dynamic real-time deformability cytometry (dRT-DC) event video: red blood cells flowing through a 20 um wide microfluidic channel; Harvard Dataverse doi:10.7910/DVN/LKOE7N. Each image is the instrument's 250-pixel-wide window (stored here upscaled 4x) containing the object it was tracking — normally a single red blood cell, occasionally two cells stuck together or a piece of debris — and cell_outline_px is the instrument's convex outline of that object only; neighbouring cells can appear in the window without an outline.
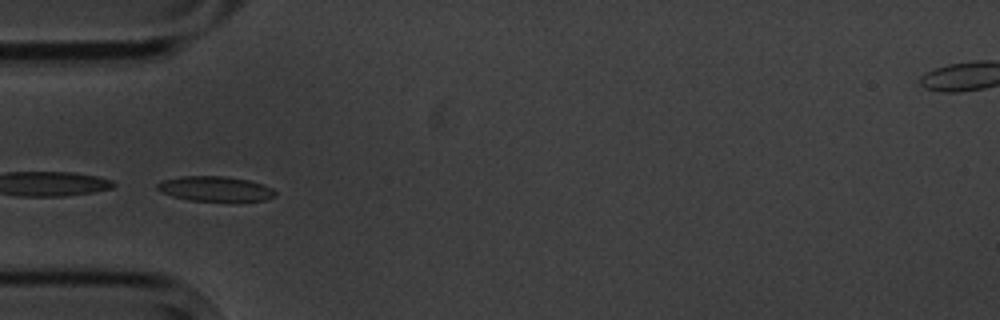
{"species": "common noctule bat (a hibernating species)", "species_latin": "Nyctalus noctula", "temperature_condition": "cold", "stored_images_in_passage": 10, "camera_frame_rate_fps": 3000, "um_per_image_px": 0.085, "animal": {"sex": "male", "body_mass_g": 20.1, "forearm_length_mm": 53.5}, "frame": {"image": 1, "passage_image": 5, "time_ms": 5.0, "image_size_px": [1000, 320], "cell_outline_px": [[276, 196], [264, 200], [188, 200], [172, 196], [160, 192], [156, 188], [156, 184], [160, 180], [180, 176], [224, 176], [248, 180], [272, 188], [276, 192]], "centroid_in_image_um": [18.22, 16.03], "position_along_channel_um": 66.8, "area_um2": 16.99}}
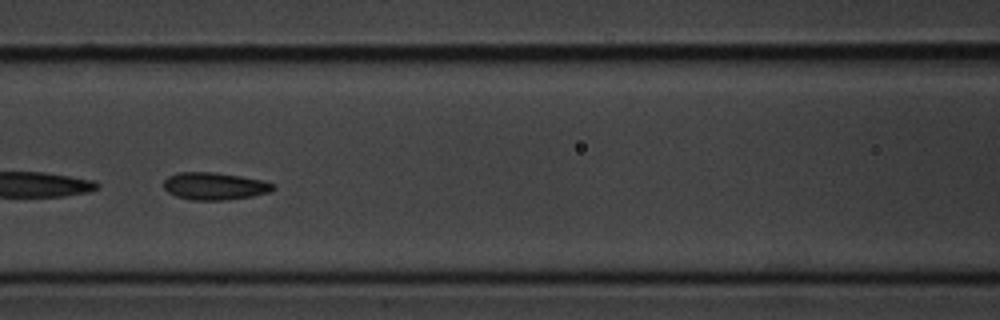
{"frame": {"image": 2, "passage_image": 7, "time_ms": 7.333, "image_size_px": [1000, 320], "cell_outline_px": [[276, 188], [272, 192], [252, 196], [228, 200], [192, 200], [176, 196], [168, 192], [164, 188], [164, 180], [168, 176], [176, 172], [212, 172], [240, 176], [264, 180], [272, 184]], "centroid_in_image_um": [18.25, 15.82], "position_along_channel_um": 148.4, "area_um2": 17.57}}
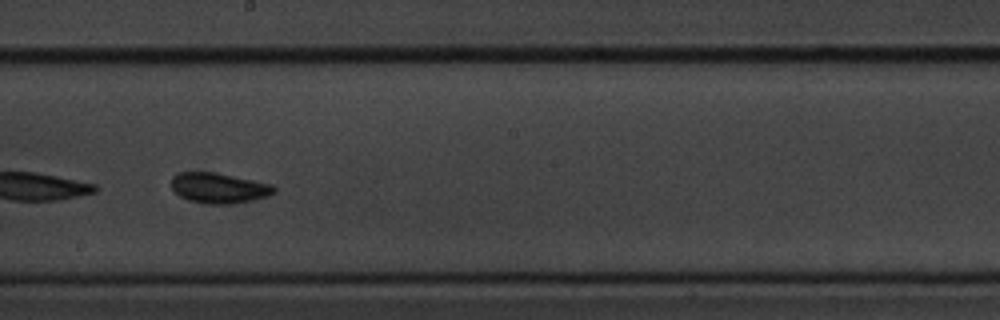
{"frame": {"image": 3, "passage_image": 9, "time_ms": 9.667, "image_size_px": [1000, 320], "cell_outline_px": [[276, 192], [268, 196], [252, 200], [232, 204], [208, 204], [188, 200], [180, 196], [172, 188], [172, 176], [180, 172], [216, 172], [272, 184], [276, 188]], "centroid_in_image_um": [18.62, 15.98], "position_along_channel_um": 229.6, "area_um2": 18.21}}